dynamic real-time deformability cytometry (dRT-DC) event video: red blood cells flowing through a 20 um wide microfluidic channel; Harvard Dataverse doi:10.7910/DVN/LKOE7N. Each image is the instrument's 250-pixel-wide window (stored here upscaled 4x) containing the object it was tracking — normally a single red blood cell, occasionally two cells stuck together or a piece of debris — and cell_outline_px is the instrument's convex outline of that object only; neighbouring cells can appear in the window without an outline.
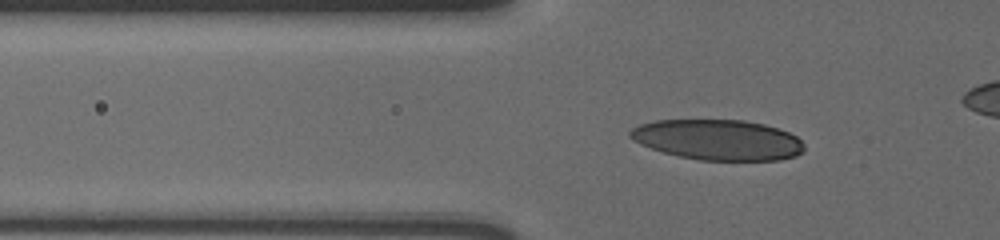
{"species": "human", "species_latin": "Homo sapiens", "temperature_condition": "cold", "stored_images_in_passage": 50, "camera_frame_rate_fps": 3000, "um_per_image_px": 0.085, "donor": {"sex": "male"}, "frame": {"image": 1, "passage_image": 17, "time_ms": 5.333, "image_size_px": [1000, 240], "cell_outline_px": [[804, 152], [796, 156], [780, 160], [700, 160], [680, 156], [664, 152], [640, 144], [632, 140], [628, 136], [628, 132], [632, 128], [640, 124], [656, 120], [744, 120], [764, 124], [788, 132], [796, 136], [804, 144]], "centroid_in_image_um": [61.02, 11.88], "position_along_channel_um": 64.8, "area_um2": 41.04}}
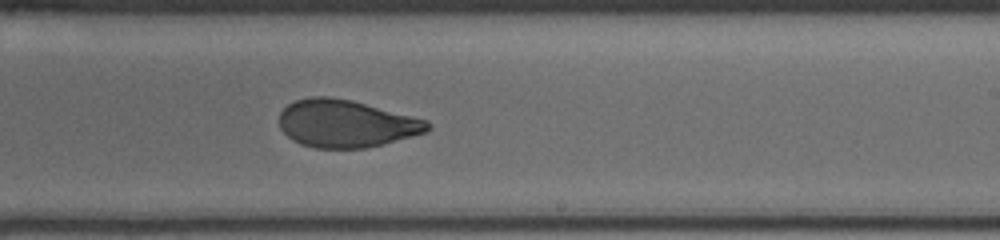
{"frame": {"image": 2, "passage_image": 34, "time_ms": 11.0, "image_size_px": [1000, 240], "cell_outline_px": [[432, 124], [428, 132], [384, 144], [364, 148], [316, 148], [300, 144], [292, 140], [280, 128], [280, 112], [288, 104], [296, 100], [312, 96], [328, 96], [352, 100], [428, 120]], "centroid_in_image_um": [29.43, 10.5], "position_along_channel_um": 259.6, "area_um2": 41.21}}
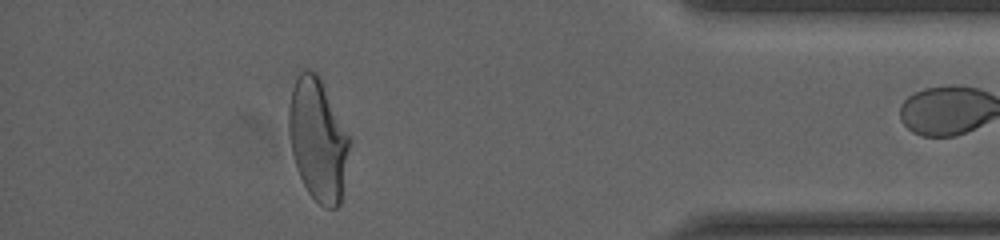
{"frame": {"image": 3, "passage_image": 49, "time_ms": 16.0, "image_size_px": [1000, 240], "cell_outline_px": [[352, 140], [340, 204], [336, 208], [324, 208], [308, 192], [296, 168], [292, 152], [288, 132], [288, 108], [292, 88], [300, 72], [304, 68], [308, 68], [316, 72], [320, 76]], "centroid_in_image_um": [27.04, 11.84], "position_along_channel_um": 408.2, "area_um2": 43.75}}